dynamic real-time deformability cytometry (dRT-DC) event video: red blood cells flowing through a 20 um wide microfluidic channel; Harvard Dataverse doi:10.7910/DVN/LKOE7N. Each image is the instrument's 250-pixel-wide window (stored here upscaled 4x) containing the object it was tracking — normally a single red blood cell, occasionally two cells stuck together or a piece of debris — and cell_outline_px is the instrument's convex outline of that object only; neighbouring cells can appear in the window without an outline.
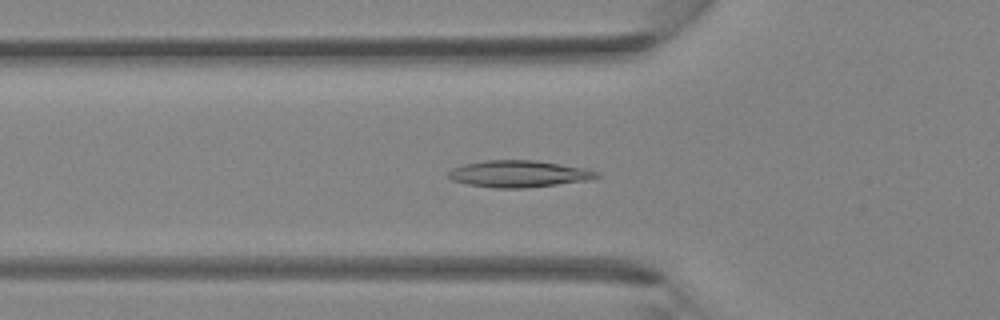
{"species": "Egyptian fruit bat (a non-hibernating species)", "species_latin": "Rousettus aegyptiacus", "temperature_condition": "room temperature", "stored_images_in_passage": 18, "camera_frame_rate_fps": 3000, "um_per_image_px": 0.085, "animal": {"sex": "female"}, "frame": {"image": 1, "passage_image": 2, "time_ms": 0.333, "image_size_px": [1000, 320], "cell_outline_px": [[564, 180], [544, 184], [484, 184], [488, 164], [548, 164], [564, 168]], "centroid_in_image_um": [44.49, 14.79], "position_along_channel_um": 81.3, "area_um2": 10.75}}
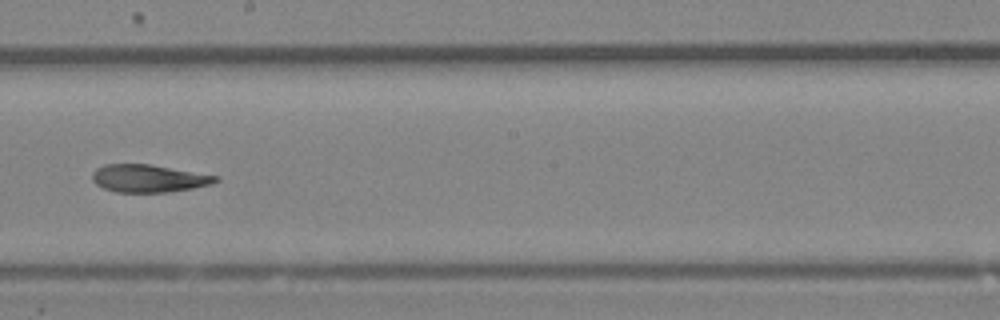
{"frame": {"image": 2, "passage_image": 11, "time_ms": 3.333, "image_size_px": [1000, 320], "cell_outline_px": [[212, 180], [200, 184], [180, 188], [116, 188], [124, 164], [136, 164], [208, 176]], "centroid_in_image_um": [13.35, 15.12], "position_along_channel_um": 234.8, "area_um2": 11.62}}
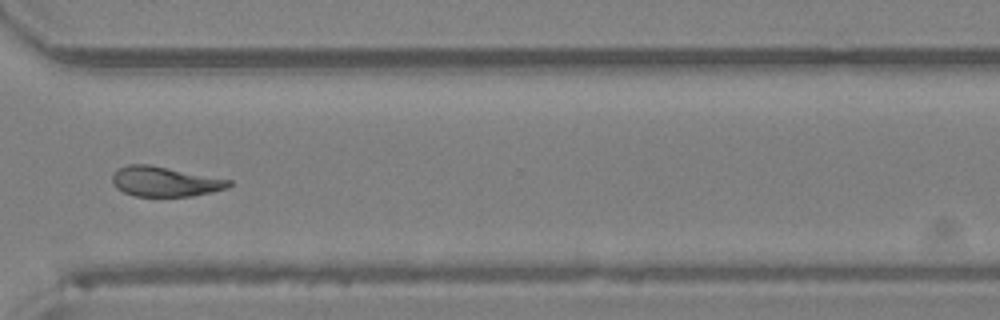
{"frame": {"image": 3, "passage_image": 18, "time_ms": 5.667, "image_size_px": [1000, 320], "cell_outline_px": [[228, 184], [216, 188], [200, 192], [176, 196], [144, 196], [132, 192], [144, 168], [160, 168]], "centroid_in_image_um": [14.56, 15.6], "position_along_channel_um": 356.0, "area_um2": 12.37}}